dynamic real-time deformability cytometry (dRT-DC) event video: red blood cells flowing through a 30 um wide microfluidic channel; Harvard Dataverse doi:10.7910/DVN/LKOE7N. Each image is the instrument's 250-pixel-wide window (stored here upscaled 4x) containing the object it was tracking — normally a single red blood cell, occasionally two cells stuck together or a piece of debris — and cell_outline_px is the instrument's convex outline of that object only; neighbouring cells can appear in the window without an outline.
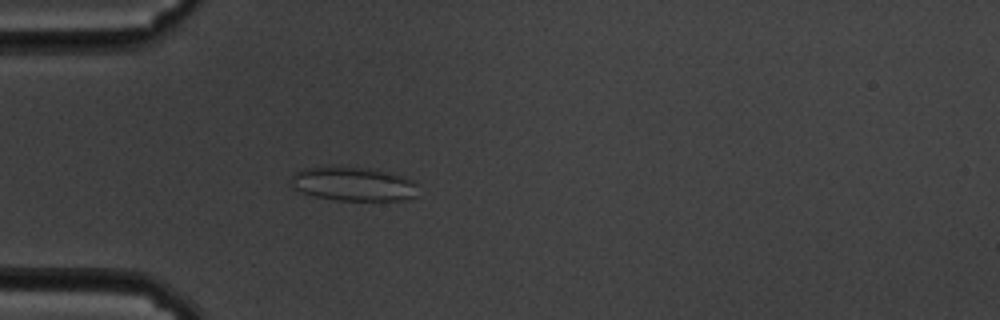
{"species": "common noctule bat (a hibernating species)", "species_latin": "Nyctalus noctula", "temperature_condition": "cold", "stored_images_in_passage": 59, "camera_frame_rate_fps": 3000, "um_per_image_px": 0.085, "animal": {"sex": "male", "body_mass_g": 19.5, "forearm_length_mm": 54.6}, "frame": {"image": 1, "passage_image": 17, "time_ms": 5.333, "image_size_px": [1000, 320], "cell_outline_px": [[416, 196], [400, 200], [336, 200], [316, 196], [292, 188], [292, 176], [296, 172], [304, 168], [340, 164], [372, 168], [404, 176], [412, 180], [416, 184]], "centroid_in_image_um": [30.02, 15.59], "position_along_channel_um": 55.0, "area_um2": 25.55}}
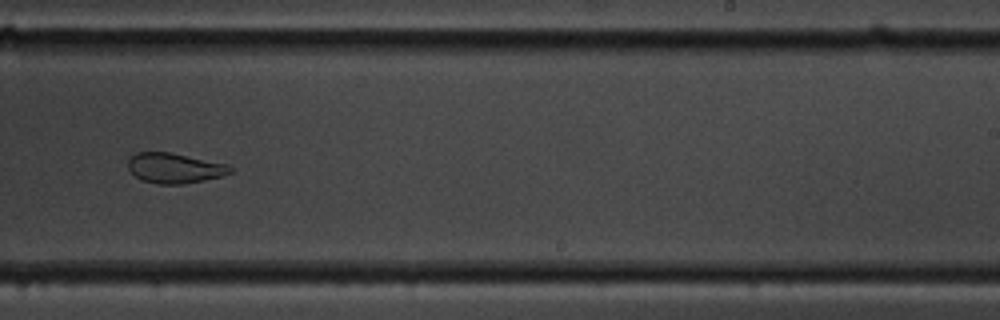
{"frame": {"image": 2, "passage_image": 37, "time_ms": 12.0, "image_size_px": [1000, 320], "cell_outline_px": [[236, 172], [224, 176], [184, 184], [156, 184], [140, 180], [128, 168], [128, 160], [136, 152], [172, 152], [228, 164]], "centroid_in_image_um": [14.89, 14.29], "position_along_channel_um": 274.1, "area_um2": 18.26}}
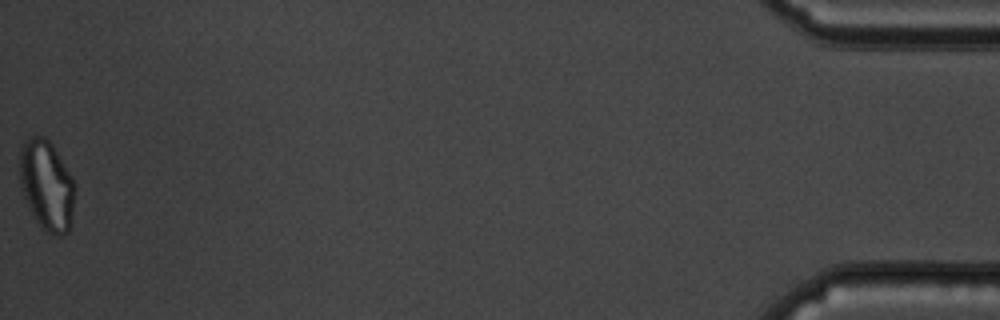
{"frame": {"image": 3, "passage_image": 59, "time_ms": 19.333, "image_size_px": [1000, 320], "cell_outline_px": [[76, 188], [68, 232], [60, 236], [56, 236], [48, 232], [36, 220], [24, 196], [20, 180], [20, 148], [28, 136], [44, 136], [52, 144], [72, 176], [76, 184]], "centroid_in_image_um": [3.98, 15.71], "position_along_channel_um": 431.2, "area_um2": 28.73}, "authors_computed_cell_mechanics": {"area_um2": 25.3164, "velocity_mm_per_s": 3.4043, "shape_relaxation_time_tau1_ms": null, "shape_relaxation_time_tau2_ms": 1.3649, "deformation_change_tau1": null, "deformation_change_tau2": 0.0761}}